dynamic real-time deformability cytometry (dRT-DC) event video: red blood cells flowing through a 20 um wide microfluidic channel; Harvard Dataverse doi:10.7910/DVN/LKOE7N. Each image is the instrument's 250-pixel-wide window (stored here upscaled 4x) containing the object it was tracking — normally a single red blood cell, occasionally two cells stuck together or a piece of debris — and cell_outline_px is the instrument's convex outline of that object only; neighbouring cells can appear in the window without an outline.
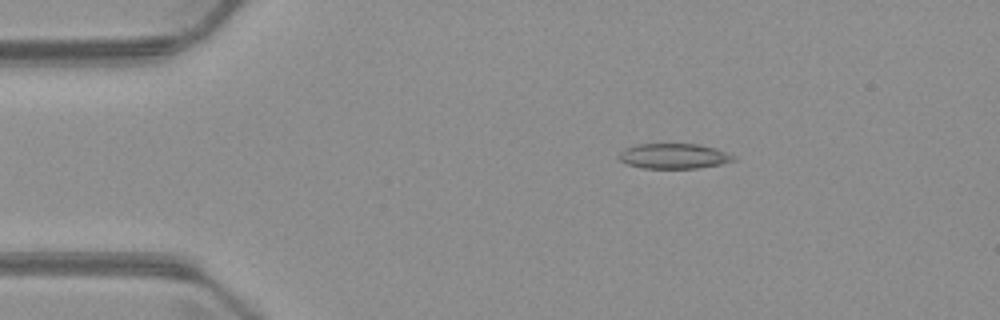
{"species": "common noctule bat (a hibernating species)", "species_latin": "Nyctalus noctula", "temperature_condition": "warm", "stored_images_in_passage": 6, "camera_frame_rate_fps": 3000, "um_per_image_px": 0.085, "animal": {"sex": "male", "body_mass_g": 23.1, "forearm_length_mm": 52.7}, "frame": {"image": 1, "passage_image": 2, "time_ms": 2.333, "image_size_px": [1000, 320], "cell_outline_px": [[736, 160], [720, 164], [696, 168], [644, 168], [628, 164], [620, 160], [616, 156], [624, 148], [636, 144], [700, 144], [716, 148], [736, 156]], "centroid_in_image_um": [57.27, 13.26], "position_along_channel_um": 27.7, "area_um2": 16.88}}
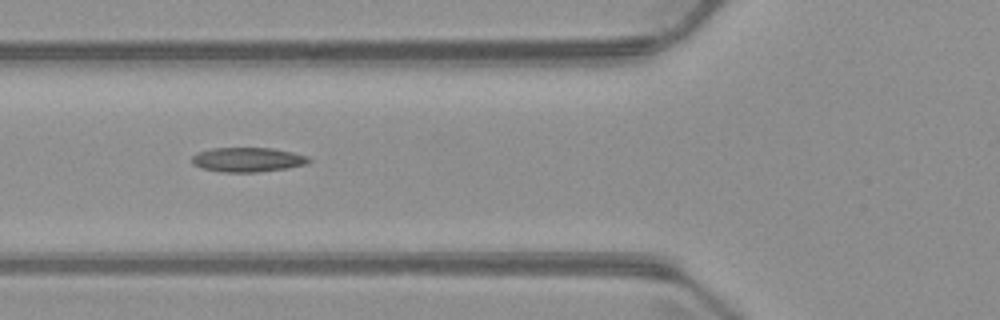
{"frame": {"image": 2, "passage_image": 5, "time_ms": 5.667, "image_size_px": [1000, 320], "cell_outline_px": [[312, 160], [304, 164], [288, 168], [256, 172], [220, 172], [204, 168], [192, 164], [192, 156], [196, 152], [212, 148], [272, 148], [292, 152], [308, 156]], "centroid_in_image_um": [21.03, 13.56], "position_along_channel_um": 104.8, "area_um2": 16.65}}
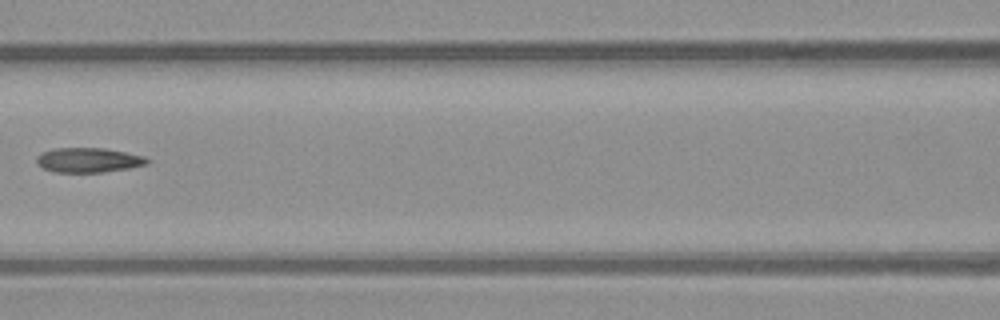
{"frame": {"image": 3, "passage_image": 6, "time_ms": 7.0, "image_size_px": [1000, 320], "cell_outline_px": [[152, 160], [148, 164], [128, 168], [104, 172], [52, 172], [36, 164], [36, 156], [52, 148], [104, 148], [144, 156]], "centroid_in_image_um": [7.51, 13.61], "position_along_channel_um": 159.1, "area_um2": 15.95}}